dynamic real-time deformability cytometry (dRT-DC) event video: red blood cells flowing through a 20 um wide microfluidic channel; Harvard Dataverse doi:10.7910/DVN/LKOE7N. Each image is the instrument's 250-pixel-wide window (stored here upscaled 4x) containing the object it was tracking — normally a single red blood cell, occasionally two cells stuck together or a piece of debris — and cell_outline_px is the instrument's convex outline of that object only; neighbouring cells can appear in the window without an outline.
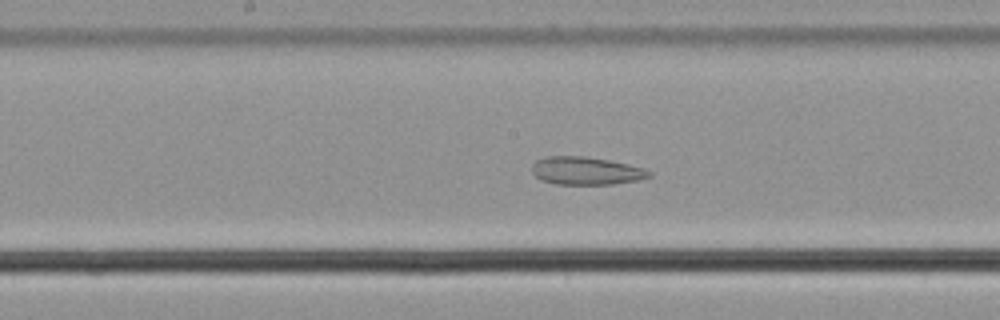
{"species": "common noctule bat (a hibernating species)", "species_latin": "Nyctalus noctula", "temperature_condition": "cold", "stored_images_in_passage": 56, "camera_frame_rate_fps": 3000, "um_per_image_px": 0.085, "animal": {"sex": "male", "body_mass_g": 21.5, "forearm_length_mm": 52.0}, "frame": {"image": 1, "passage_image": 28, "time_ms": 9.0, "image_size_px": [1000, 320], "cell_outline_px": [[652, 176], [636, 180], [612, 184], [556, 184], [544, 180], [536, 176], [532, 172], [532, 164], [536, 160], [544, 156], [584, 156], [608, 160], [628, 164], [644, 168], [652, 172]], "centroid_in_image_um": [49.81, 14.51], "position_along_channel_um": 198.4, "area_um2": 18.96}}
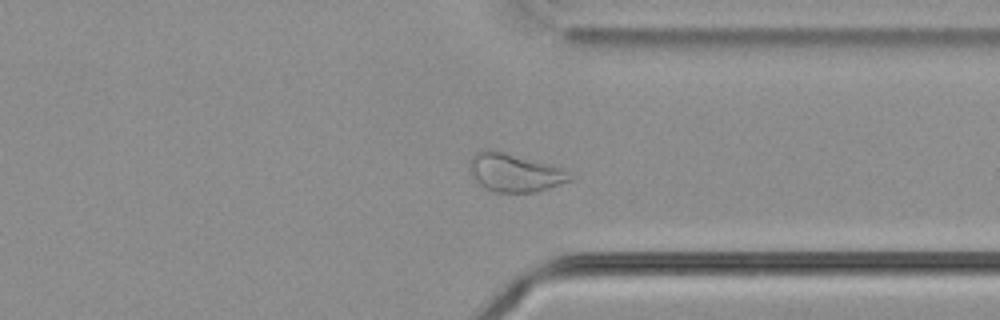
{"frame": {"image": 2, "passage_image": 42, "time_ms": 13.667, "image_size_px": [1000, 320], "cell_outline_px": [[576, 176], [572, 180], [536, 192], [492, 192], [484, 188], [468, 172], [468, 160], [476, 152], [504, 152], [552, 164]], "centroid_in_image_um": [43.75, 14.7], "position_along_channel_um": 367.6, "area_um2": 22.31}}
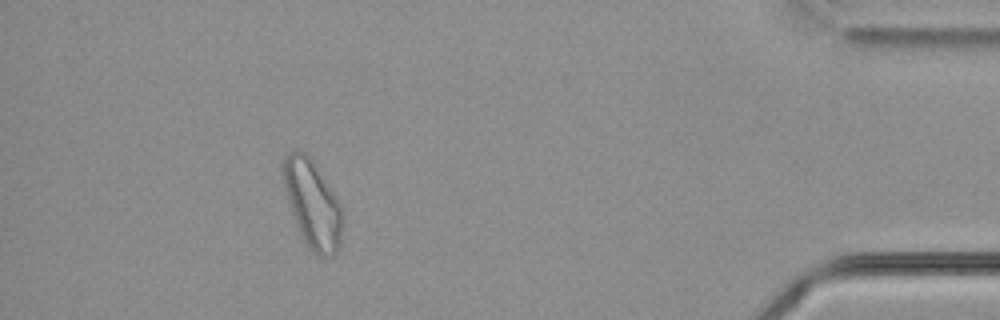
{"frame": {"image": 3, "passage_image": 50, "time_ms": 16.333, "image_size_px": [1000, 320], "cell_outline_px": [[344, 220], [340, 244], [336, 252], [332, 256], [316, 256], [304, 244], [300, 236], [284, 188], [284, 160], [288, 152], [304, 152], [312, 160], [336, 196], [340, 204]], "centroid_in_image_um": [26.59, 17.43], "position_along_channel_um": 408.6, "area_um2": 30.06}, "authors_computed_cell_mechanics": {"area_um2": 26.7903, "velocity_mm_per_s": 3.6179, "shape_relaxation_time_tau1_ms": null, "shape_relaxation_time_tau2_ms": 3.3199, "deformation_change_tau1": null, "deformation_change_tau2": 0.0939}}